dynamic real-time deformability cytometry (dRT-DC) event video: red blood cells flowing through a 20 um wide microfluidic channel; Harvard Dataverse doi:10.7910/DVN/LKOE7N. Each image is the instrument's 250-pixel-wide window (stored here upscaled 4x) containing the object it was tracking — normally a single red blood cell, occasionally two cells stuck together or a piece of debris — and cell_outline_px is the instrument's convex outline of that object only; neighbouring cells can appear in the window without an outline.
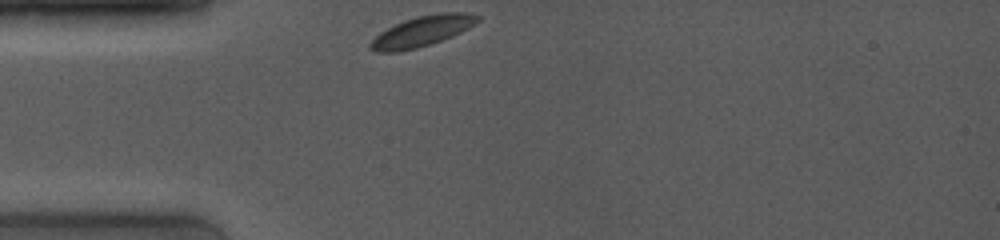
{"species": "common noctule bat (a hibernating species)", "species_latin": "Nyctalus noctula", "temperature_condition": "room temperature", "stored_images_in_passage": 2, "camera_frame_rate_fps": 4000, "um_per_image_px": 0.085, "animal": {"sex": "female", "body_mass_g": 19.0, "forearm_length_mm": 53.3}, "frame": {"image": 1, "passage_image": 1, "time_ms": 0.0, "image_size_px": [1000, 240], "cell_outline_px": [[480, 20], [468, 28], [452, 36], [432, 44], [416, 48], [396, 52], [376, 52], [368, 48], [368, 44], [380, 32], [404, 20], [416, 16], [440, 12], [464, 12], [480, 16]], "centroid_in_image_um": [35.87, 2.65], "position_along_channel_um": 49.1, "area_um2": 19.02}}